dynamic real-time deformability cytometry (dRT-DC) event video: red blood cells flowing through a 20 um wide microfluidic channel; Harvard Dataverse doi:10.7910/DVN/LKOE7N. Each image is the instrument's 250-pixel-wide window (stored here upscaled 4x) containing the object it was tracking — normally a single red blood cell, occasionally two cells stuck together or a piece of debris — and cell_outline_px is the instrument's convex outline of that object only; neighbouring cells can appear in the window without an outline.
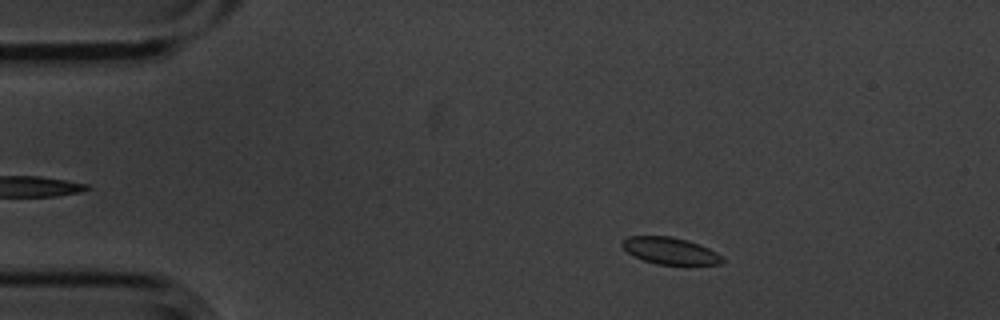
{"species": "common noctule bat (a hibernating species)", "species_latin": "Nyctalus noctula", "temperature_condition": "cold", "stored_images_in_passage": 3, "camera_frame_rate_fps": 3000, "um_per_image_px": 0.085, "animal": {"sex": "male", "body_mass_g": 20.1, "forearm_length_mm": 53.5}, "frame": {"image": 1, "passage_image": 1, "time_ms": 0.0, "image_size_px": [1000, 320], "cell_outline_px": [[724, 260], [720, 264], [656, 264], [644, 260], [628, 252], [620, 244], [620, 240], [628, 236], [672, 236], [688, 240], [700, 244], [724, 256]], "centroid_in_image_um": [56.96, 21.3], "position_along_channel_um": 28.0, "area_um2": 15.66}}
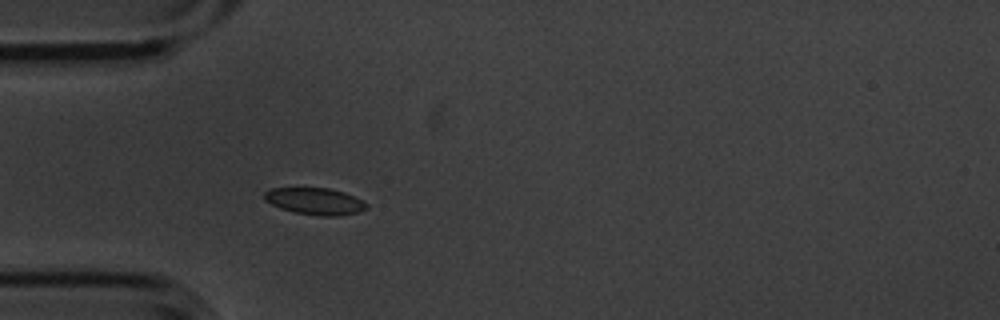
{"frame": {"image": 2, "passage_image": 3, "time_ms": 0.667, "image_size_px": [1000, 320], "cell_outline_px": [[368, 208], [356, 212], [336, 216], [320, 216], [296, 212], [280, 208], [264, 200], [264, 192], [272, 188], [328, 188], [344, 192], [368, 204]], "centroid_in_image_um": [26.75, 17.1], "position_along_channel_um": 58.3, "area_um2": 15.72}}